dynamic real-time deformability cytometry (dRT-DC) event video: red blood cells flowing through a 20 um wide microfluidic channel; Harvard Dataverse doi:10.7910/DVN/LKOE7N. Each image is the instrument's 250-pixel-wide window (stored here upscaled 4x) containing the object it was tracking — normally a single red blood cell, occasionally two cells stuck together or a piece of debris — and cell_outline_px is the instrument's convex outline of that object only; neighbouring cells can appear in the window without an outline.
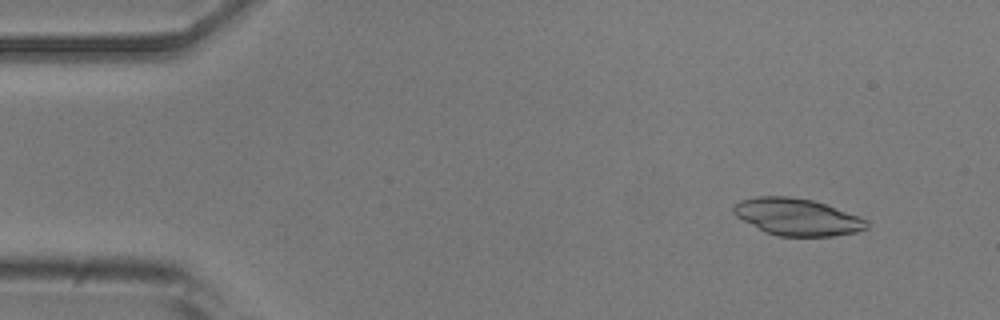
{"species": "common noctule bat (a hibernating species)", "species_latin": "Nyctalus noctula", "temperature_condition": "room temperature", "stored_images_in_passage": 48, "camera_frame_rate_fps": 3000, "um_per_image_px": 0.085, "animal": {"sex": "male", "body_mass_g": 20.5, "forearm_length_mm": 52.5}, "frame": {"image": 1, "passage_image": 1, "time_ms": 0.0, "image_size_px": [1000, 320], "cell_outline_px": [[868, 228], [856, 232], [832, 236], [776, 236], [764, 232], [736, 216], [732, 212], [732, 208], [740, 200], [756, 196], [788, 196], [812, 200], [860, 216], [868, 220]], "centroid_in_image_um": [67.75, 18.44], "position_along_channel_um": 17.3, "area_um2": 28.73}}
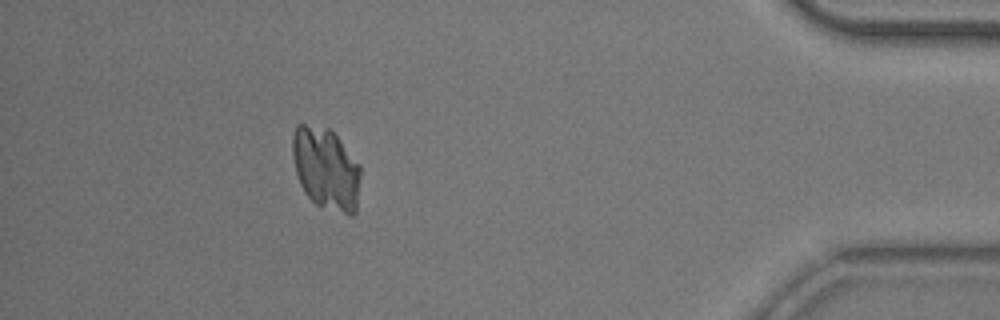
{"frame": {"image": 2, "passage_image": 43, "time_ms": 14.0, "image_size_px": [1000, 320], "cell_outline_px": [[360, 176], [356, 212], [352, 216], [348, 216], [316, 204], [304, 192], [300, 184], [296, 172], [292, 156], [292, 136], [296, 124], [304, 124], [328, 128], [336, 136], [360, 164]], "centroid_in_image_um": [27.7, 14.35], "position_along_channel_um": 407.5, "area_um2": 32.66}}